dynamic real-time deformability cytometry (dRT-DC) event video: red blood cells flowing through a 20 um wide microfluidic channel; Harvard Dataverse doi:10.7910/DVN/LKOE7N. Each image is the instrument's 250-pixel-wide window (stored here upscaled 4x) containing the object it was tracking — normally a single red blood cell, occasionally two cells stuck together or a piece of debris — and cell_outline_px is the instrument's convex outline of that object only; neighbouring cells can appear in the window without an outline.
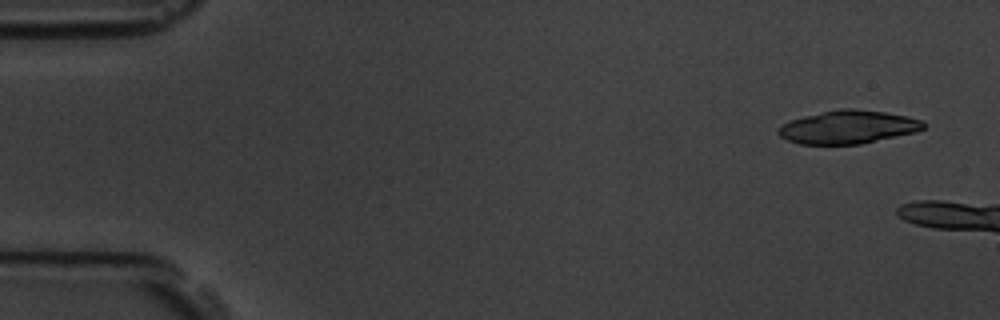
{"species": "common noctule bat (a hibernating species)", "species_latin": "Nyctalus noctula", "temperature_condition": "room temperature", "stored_images_in_passage": 4, "camera_frame_rate_fps": 3000, "um_per_image_px": 0.085, "animal": {"sex": "male", "body_mass_g": 19.5, "forearm_length_mm": 54.6}, "frame": {"image": 1, "passage_image": 1, "time_ms": 0.0, "image_size_px": [1000, 320], "cell_outline_px": [[924, 128], [916, 132], [860, 144], [800, 144], [788, 140], [780, 136], [776, 132], [780, 124], [788, 120], [804, 116], [840, 108], [852, 108], [884, 112], [908, 116], [924, 120]], "centroid_in_image_um": [72.07, 10.79], "position_along_channel_um": 12.9, "area_um2": 28.21}}